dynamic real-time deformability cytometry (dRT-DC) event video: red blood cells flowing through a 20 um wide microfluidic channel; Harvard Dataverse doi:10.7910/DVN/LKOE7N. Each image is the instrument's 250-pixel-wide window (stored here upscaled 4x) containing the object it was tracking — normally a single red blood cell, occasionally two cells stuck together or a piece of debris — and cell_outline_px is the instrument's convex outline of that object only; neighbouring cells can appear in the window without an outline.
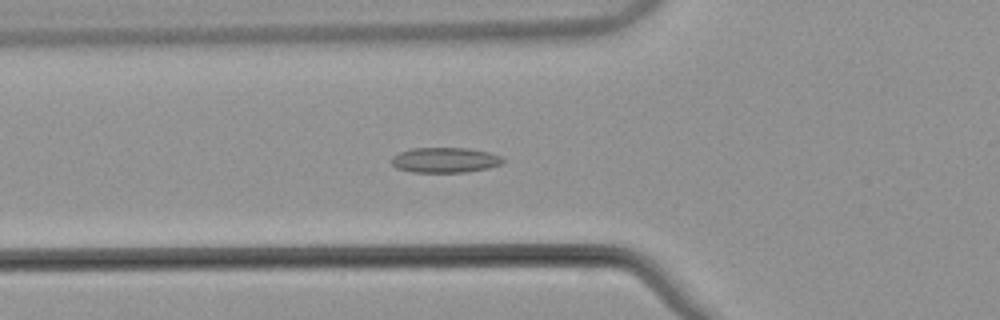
{"species": "common noctule bat (a hibernating species)", "species_latin": "Nyctalus noctula", "temperature_condition": "warm", "stored_images_in_passage": 47, "camera_frame_rate_fps": 3000, "um_per_image_px": 0.085, "animal": {"sex": "male", "body_mass_g": 21.5, "forearm_length_mm": 52.0}, "frame": {"image": 1, "passage_image": 13, "time_ms": 4.0, "image_size_px": [1000, 320], "cell_outline_px": [[504, 160], [500, 164], [488, 168], [468, 172], [412, 172], [396, 168], [388, 160], [392, 156], [400, 152], [412, 148], [468, 148], [488, 152], [500, 156]], "centroid_in_image_um": [37.77, 13.6], "position_along_channel_um": 88.0, "area_um2": 16.42}}
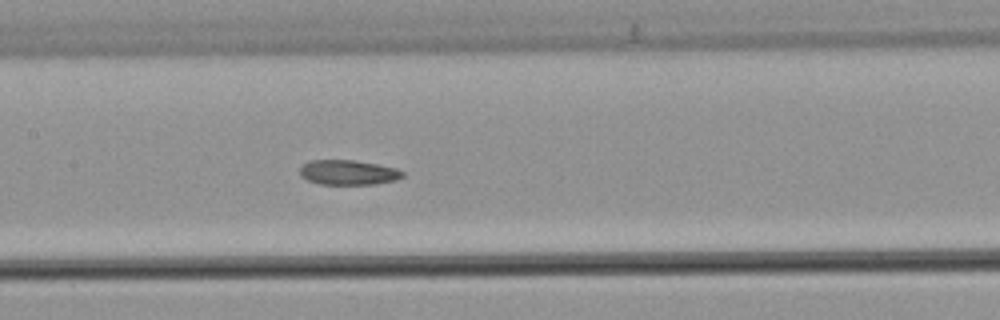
{"frame": {"image": 2, "passage_image": 20, "time_ms": 6.333, "image_size_px": [1000, 320], "cell_outline_px": [[404, 176], [396, 180], [376, 184], [320, 184], [308, 180], [300, 176], [300, 168], [308, 160], [356, 160], [396, 168], [404, 172]], "centroid_in_image_um": [29.6, 14.65], "position_along_channel_um": 177.8, "area_um2": 14.91}}
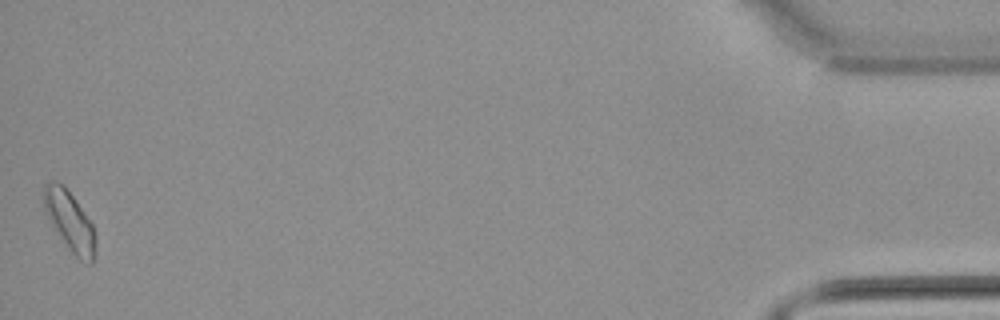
{"frame": {"image": 3, "passage_image": 47, "time_ms": 15.333, "image_size_px": [1000, 320], "cell_outline_px": [[96, 244], [92, 264], [88, 264], [80, 260], [68, 248], [44, 212], [44, 184], [52, 180], [64, 184], [92, 224], [96, 236]], "centroid_in_image_um": [5.93, 18.79], "position_along_channel_um": 429.3, "area_um2": 17.8}, "authors_computed_cell_mechanics": {"area_um2": 15.606, "velocity_mm_per_s": 3.829, "shape_relaxation_time_tau1_ms": null, "shape_relaxation_time_tau2_ms": 3.0429, "deformation_change_tau1": null, "deformation_change_tau2": 0.085}}